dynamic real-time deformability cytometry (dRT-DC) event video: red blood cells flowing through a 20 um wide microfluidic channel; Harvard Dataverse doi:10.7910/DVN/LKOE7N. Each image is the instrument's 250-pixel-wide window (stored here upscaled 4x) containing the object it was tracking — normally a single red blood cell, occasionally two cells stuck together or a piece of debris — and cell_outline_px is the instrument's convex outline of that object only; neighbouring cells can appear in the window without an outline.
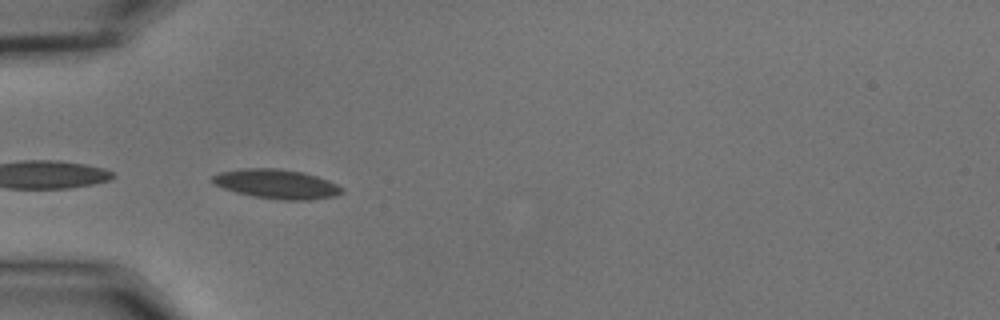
{"species": "common noctule bat (a hibernating species)", "species_latin": "Nyctalus noctula", "temperature_condition": "cold", "stored_images_in_passage": 5, "camera_frame_rate_fps": 3000, "um_per_image_px": 0.085, "animal": {"sex": "male", "body_mass_g": 15.6}, "frame": {"image": 1, "passage_image": 1, "time_ms": 0.0, "image_size_px": [1000, 320], "cell_outline_px": [[344, 192], [336, 196], [308, 200], [284, 200], [252, 196], [236, 192], [212, 184], [212, 176], [220, 172], [244, 168], [276, 168], [304, 172], [328, 180], [344, 188]], "centroid_in_image_um": [23.53, 15.64], "position_along_channel_um": 61.5, "area_um2": 22.2}}